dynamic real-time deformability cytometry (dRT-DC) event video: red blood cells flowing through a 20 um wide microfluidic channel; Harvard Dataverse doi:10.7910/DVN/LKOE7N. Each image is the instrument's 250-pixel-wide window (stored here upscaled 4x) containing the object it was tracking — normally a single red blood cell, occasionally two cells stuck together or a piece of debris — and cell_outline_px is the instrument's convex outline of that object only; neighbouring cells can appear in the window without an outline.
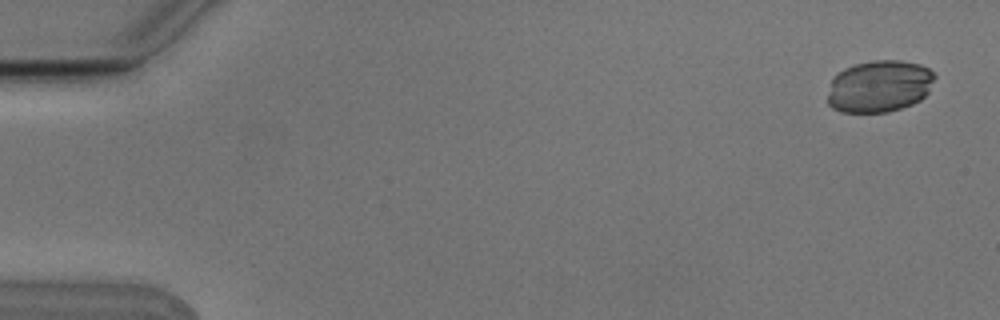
{"species": "Egyptian fruit bat (a non-hibernating species)", "species_latin": "Rousettus aegyptiacus", "temperature_condition": "cold", "stored_images_in_passage": 5, "camera_frame_rate_fps": 3000, "um_per_image_px": 0.085, "animal": {"sex": "male"}, "frame": {"image": 1, "passage_image": 1, "time_ms": 0.0, "image_size_px": [1000, 320], "cell_outline_px": [[936, 76], [928, 92], [920, 100], [912, 104], [888, 112], [840, 112], [832, 108], [828, 104], [828, 92], [832, 80], [836, 72], [844, 68], [856, 64], [872, 60], [900, 60], [920, 64], [928, 68]], "centroid_in_image_um": [74.73, 7.33], "position_along_channel_um": 10.3, "area_um2": 32.6}}